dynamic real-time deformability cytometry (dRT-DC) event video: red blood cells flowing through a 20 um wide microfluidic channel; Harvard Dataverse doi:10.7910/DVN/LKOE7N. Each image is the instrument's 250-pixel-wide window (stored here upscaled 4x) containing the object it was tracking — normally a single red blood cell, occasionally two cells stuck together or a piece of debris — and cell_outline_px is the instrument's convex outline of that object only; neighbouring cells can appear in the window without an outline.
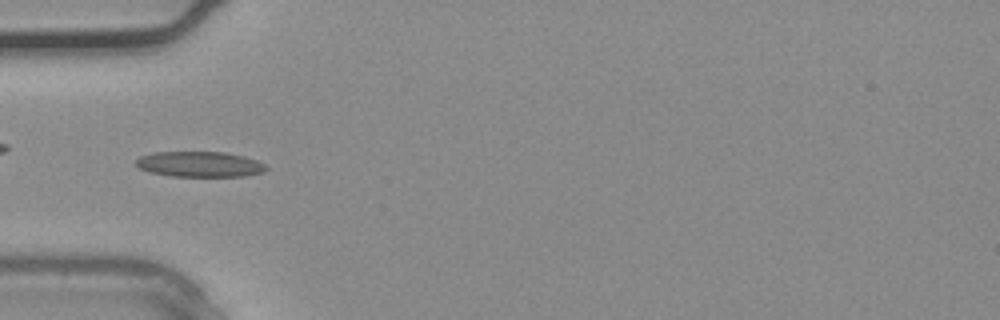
{"species": "common noctule bat (a hibernating species)", "species_latin": "Nyctalus noctula", "temperature_condition": "warm", "stored_images_in_passage": 3, "camera_frame_rate_fps": 3000, "um_per_image_px": 0.085, "animal": {"sex": "male", "body_mass_g": 20.4}, "frame": {"image": 1, "passage_image": 3, "time_ms": 0.667, "image_size_px": [1000, 320], "cell_outline_px": [[268, 168], [264, 172], [244, 176], [172, 176], [148, 172], [140, 168], [136, 164], [136, 160], [140, 156], [156, 152], [224, 152], [244, 156], [256, 160], [264, 164]], "centroid_in_image_um": [16.98, 13.96], "position_along_channel_um": 68.0, "area_um2": 19.25}}